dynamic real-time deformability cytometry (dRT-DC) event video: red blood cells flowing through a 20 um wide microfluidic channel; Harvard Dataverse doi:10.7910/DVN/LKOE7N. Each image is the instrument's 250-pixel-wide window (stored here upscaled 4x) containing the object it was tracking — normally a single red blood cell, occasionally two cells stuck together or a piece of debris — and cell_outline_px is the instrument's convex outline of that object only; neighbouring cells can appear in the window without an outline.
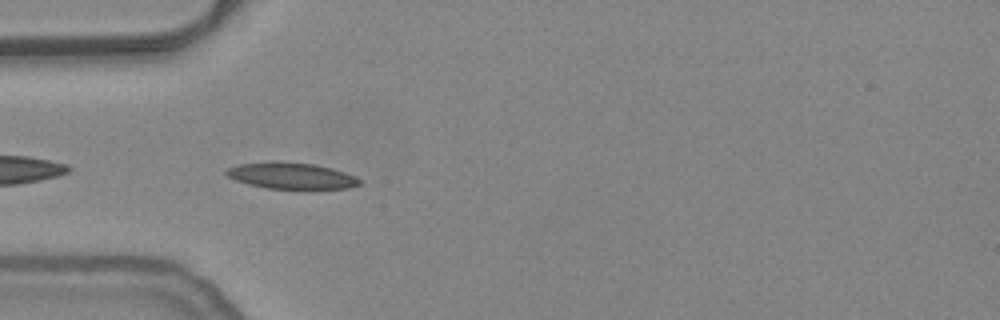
{"species": "common noctule bat (a hibernating species)", "species_latin": "Nyctalus noctula", "temperature_condition": "warm", "stored_images_in_passage": 39, "camera_frame_rate_fps": 3000, "um_per_image_px": 0.085, "animal": {"sex": "female", "body_mass_g": 24.6, "forearm_length_mm": 56.2}, "frame": {"image": 1, "passage_image": 2, "time_ms": 0.333, "image_size_px": [1000, 320], "cell_outline_px": [[360, 184], [348, 188], [268, 188], [248, 184], [236, 180], [228, 176], [224, 172], [228, 168], [240, 164], [316, 164], [332, 168], [356, 176], [360, 180]], "centroid_in_image_um": [24.82, 14.97], "position_along_channel_um": 60.2, "area_um2": 19.25}}
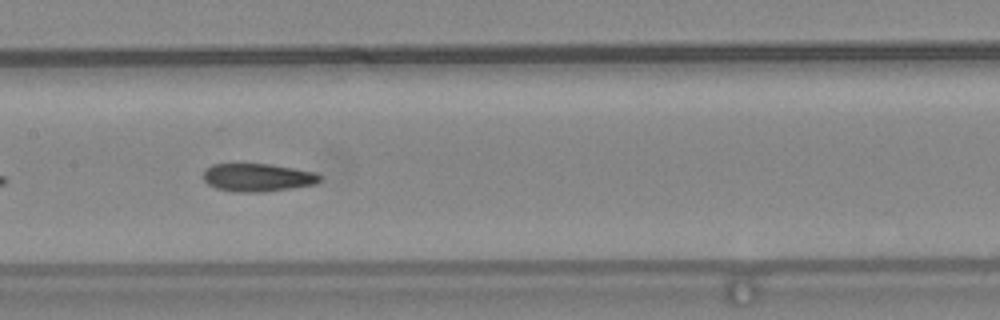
{"frame": {"image": 2, "passage_image": 12, "time_ms": 3.667, "image_size_px": [1000, 320], "cell_outline_px": [[320, 180], [316, 184], [292, 188], [264, 192], [236, 192], [216, 188], [208, 184], [204, 180], [204, 168], [212, 164], [268, 164], [316, 172], [320, 176]], "centroid_in_image_um": [21.88, 15.09], "position_along_channel_um": 185.5, "area_um2": 19.02}}
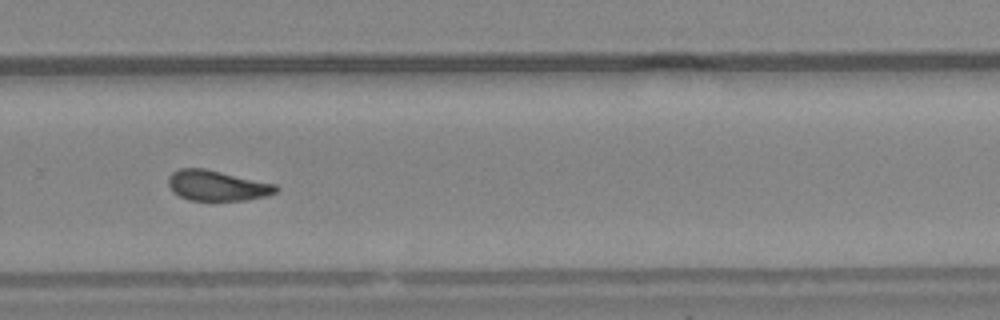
{"frame": {"image": 3, "passage_image": 22, "time_ms": 7.0, "image_size_px": [1000, 320], "cell_outline_px": [[280, 188], [276, 192], [264, 196], [248, 200], [188, 200], [172, 192], [168, 184], [168, 176], [172, 172], [180, 168], [204, 168], [276, 184]], "centroid_in_image_um": [18.43, 15.77], "position_along_channel_um": 311.4, "area_um2": 19.07}, "authors_computed_cell_mechanics": {"area_um2": 19.2474, "velocity_mm_per_s": 3.7875, "shape_relaxation_time_tau1_ms": null, "shape_relaxation_time_tau2_ms": 2.6187, "deformation_change_tau1": null, "deformation_change_tau2": 0.095}}